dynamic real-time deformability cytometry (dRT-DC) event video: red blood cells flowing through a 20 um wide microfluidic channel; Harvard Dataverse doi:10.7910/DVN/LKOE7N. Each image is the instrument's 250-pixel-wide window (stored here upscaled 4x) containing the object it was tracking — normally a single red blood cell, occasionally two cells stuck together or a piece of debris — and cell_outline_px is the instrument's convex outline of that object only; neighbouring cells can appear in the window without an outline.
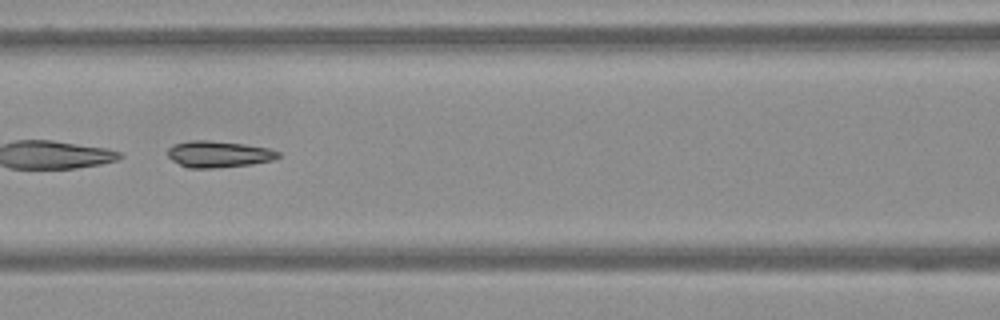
{"species": "Egyptian fruit bat (a non-hibernating species)", "species_latin": "Rousettus aegyptiacus", "temperature_condition": "warm", "stored_images_in_passage": 59, "camera_frame_rate_fps": 3000, "um_per_image_px": 0.085, "frame": {"image": 1, "passage_image": 26, "time_ms": 8.333, "image_size_px": [1000, 320], "cell_outline_px": [[280, 156], [272, 160], [252, 164], [212, 168], [188, 168], [172, 160], [168, 156], [168, 148], [176, 144], [192, 140], [208, 140], [244, 144], [268, 148], [280, 152]], "centroid_in_image_um": [18.59, 13.1], "position_along_channel_um": 148.0, "area_um2": 16.88}}